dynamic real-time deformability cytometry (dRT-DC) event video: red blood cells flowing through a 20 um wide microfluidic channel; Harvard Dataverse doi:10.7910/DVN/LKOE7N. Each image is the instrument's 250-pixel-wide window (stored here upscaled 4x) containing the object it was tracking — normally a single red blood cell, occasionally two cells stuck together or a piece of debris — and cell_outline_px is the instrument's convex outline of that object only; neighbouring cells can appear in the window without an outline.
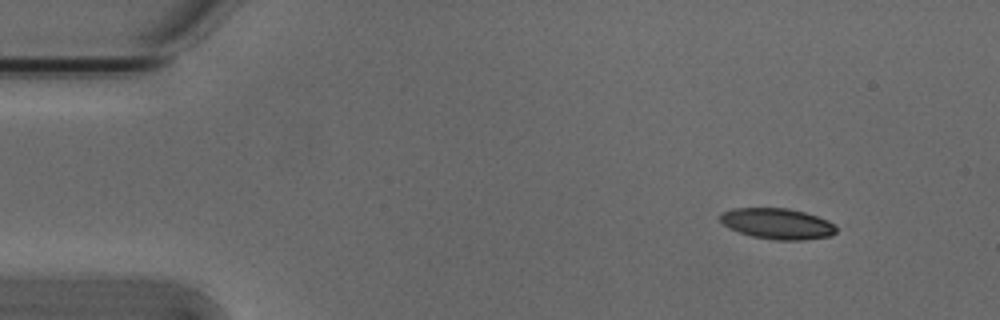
{"species": "Egyptian fruit bat (a non-hibernating species)", "species_latin": "Rousettus aegyptiacus", "temperature_condition": "cold", "stored_images_in_passage": 50, "segment_of_instrument_passage": [1, 2], "camera_frame_rate_fps": 3000, "um_per_image_px": 0.085, "animal": {"sex": "male"}, "frame": {"image": 1, "passage_image": 1, "time_ms": 0.0, "image_size_px": [1000, 320], "cell_outline_px": [[836, 232], [832, 236], [804, 240], [776, 240], [752, 236], [728, 228], [720, 220], [720, 216], [724, 212], [732, 208], [788, 208], [804, 212], [828, 220], [836, 224]], "centroid_in_image_um": [66.11, 19.02], "position_along_channel_um": 18.9, "area_um2": 20.87}}
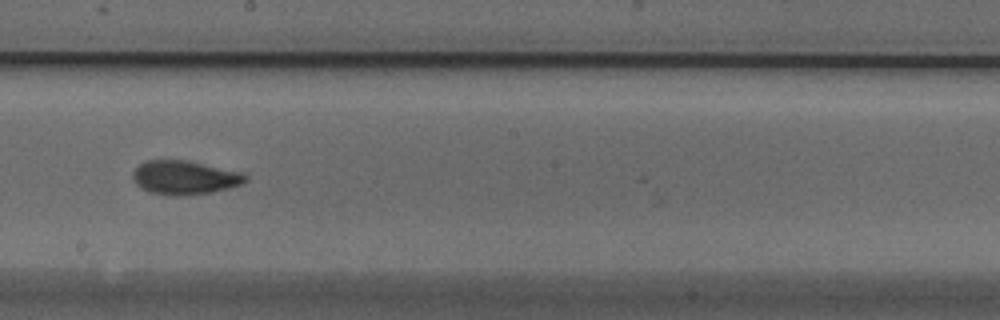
{"frame": {"image": 2, "passage_image": 25, "time_ms": 8.0, "image_size_px": [1000, 320], "cell_outline_px": [[248, 180], [244, 184], [212, 192], [180, 196], [176, 196], [152, 192], [136, 184], [132, 176], [132, 172], [140, 164], [148, 160], [188, 160], [244, 172], [248, 176]], "centroid_in_image_um": [15.77, 15.08], "position_along_channel_um": 232.4, "area_um2": 22.31}}
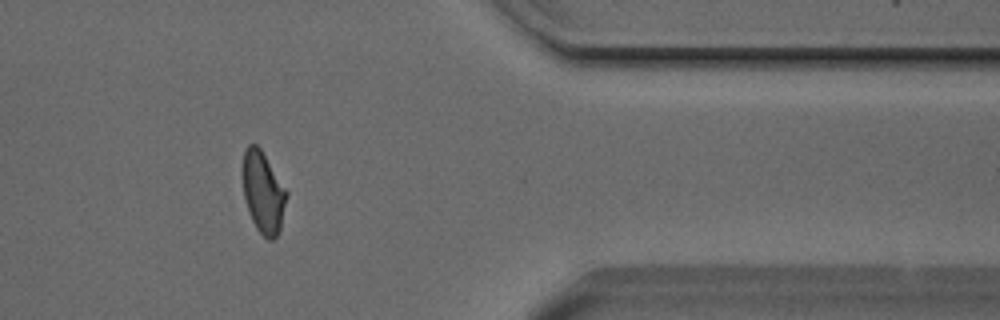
{"frame": {"image": 3, "passage_image": 39, "time_ms": 12.667, "image_size_px": [1000, 320], "cell_outline_px": [[288, 196], [280, 232], [272, 240], [268, 240], [256, 228], [248, 212], [244, 196], [244, 148], [248, 144], [256, 144], [260, 148], [288, 192]], "centroid_in_image_um": [22.4, 16.39], "position_along_channel_um": 389.0, "area_um2": 20.69}}